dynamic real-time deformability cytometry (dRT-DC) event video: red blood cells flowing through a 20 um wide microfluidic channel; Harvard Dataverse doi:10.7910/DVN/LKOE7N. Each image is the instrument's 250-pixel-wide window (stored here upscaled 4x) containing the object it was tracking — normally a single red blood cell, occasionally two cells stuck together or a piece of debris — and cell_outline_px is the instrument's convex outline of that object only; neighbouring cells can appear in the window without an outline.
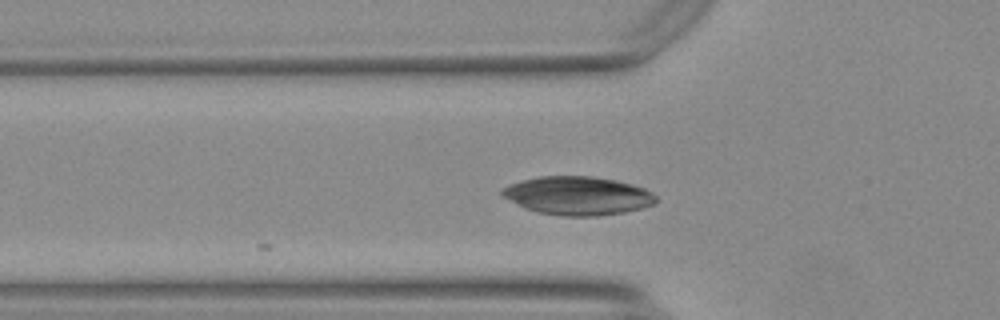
{"species": "Egyptian fruit bat (a non-hibernating species)", "species_latin": "Rousettus aegyptiacus", "temperature_condition": "warm", "stored_images_in_passage": 6, "camera_frame_rate_fps": 3000, "um_per_image_px": 0.085, "animal": {"sex": "female"}, "frame": {"image": 1, "passage_image": 2, "time_ms": 0.333, "image_size_px": [1000, 320], "cell_outline_px": [[660, 200], [656, 204], [624, 212], [596, 216], [560, 216], [536, 212], [516, 204], [500, 196], [500, 192], [504, 188], [512, 184], [524, 180], [540, 176], [592, 176], [616, 180], [632, 184], [644, 188], [652, 192]], "centroid_in_image_um": [49.13, 16.64], "position_along_channel_um": 76.7, "area_um2": 34.62}}
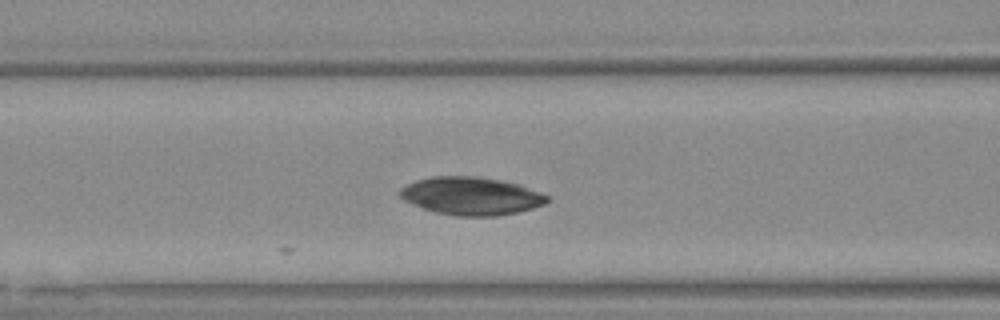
{"frame": {"image": 2, "passage_image": 6, "time_ms": 1.667, "image_size_px": [1000, 320], "cell_outline_px": [[548, 200], [544, 204], [532, 208], [516, 212], [496, 216], [456, 216], [436, 212], [424, 208], [404, 200], [400, 196], [400, 188], [416, 180], [432, 176], [472, 176], [500, 180], [520, 184], [540, 192], [548, 196]], "centroid_in_image_um": [40.05, 16.65], "position_along_channel_um": 126.6, "area_um2": 32.25}}